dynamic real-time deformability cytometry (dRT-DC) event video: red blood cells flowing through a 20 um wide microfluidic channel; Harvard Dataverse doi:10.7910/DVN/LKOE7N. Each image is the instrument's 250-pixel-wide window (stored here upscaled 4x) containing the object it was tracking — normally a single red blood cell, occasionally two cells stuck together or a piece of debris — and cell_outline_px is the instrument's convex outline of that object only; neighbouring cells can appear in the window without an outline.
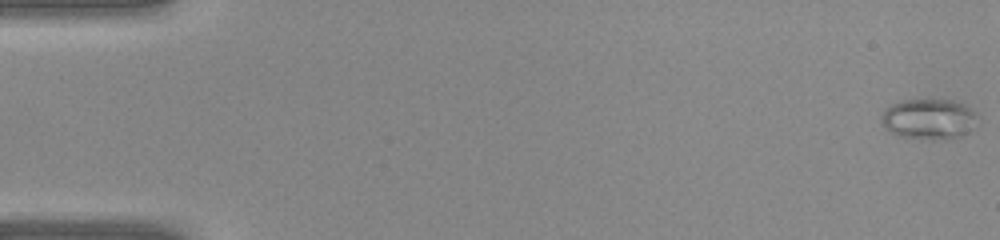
{"species": "common noctule bat (a hibernating species)", "species_latin": "Nyctalus noctula", "temperature_condition": "warm", "stored_images_in_passage": 41, "camera_frame_rate_fps": 3000, "um_per_image_px": 0.085, "animal": {"sex": "female", "body_mass_g": 22.0, "forearm_length_mm": 56.7}, "frame": {"image": 1, "passage_image": 1, "time_ms": 0.0, "image_size_px": [1000, 240], "cell_outline_px": [[972, 116], [968, 132], [960, 136], [900, 136], [888, 132], [884, 128], [880, 120], [880, 116], [884, 108], [900, 100], [952, 100], [964, 104], [972, 112]], "centroid_in_image_um": [78.77, 10.05], "position_along_channel_um": 6.2, "area_um2": 21.33}}
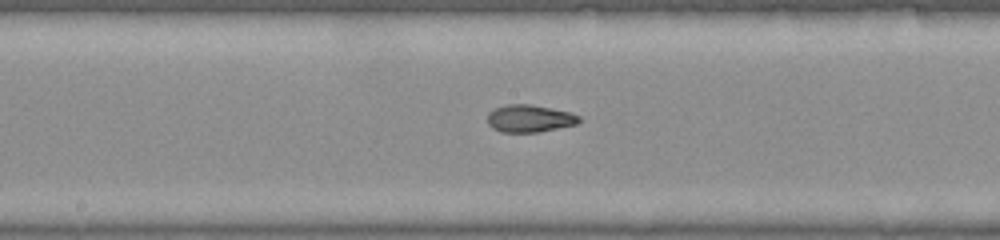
{"frame": {"image": 2, "passage_image": 22, "time_ms": 7.0, "image_size_px": [1000, 240], "cell_outline_px": [[580, 120], [576, 124], [540, 132], [500, 132], [492, 128], [488, 124], [488, 112], [496, 108], [508, 104], [528, 104], [572, 112], [580, 116]], "centroid_in_image_um": [45.01, 10.08], "position_along_channel_um": 203.2, "area_um2": 14.62}}
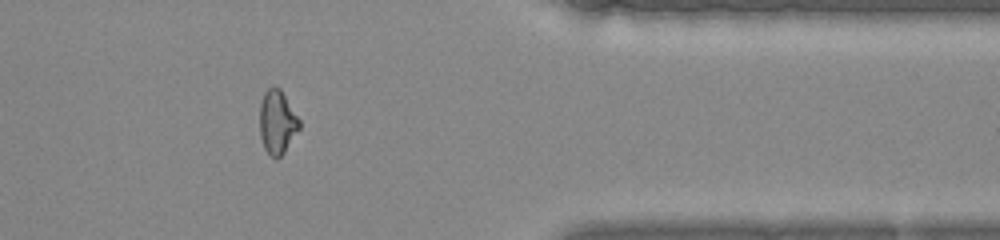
{"frame": {"image": 3, "passage_image": 34, "time_ms": 11.0, "image_size_px": [1000, 240], "cell_outline_px": [[300, 128], [284, 152], [276, 160], [264, 148], [260, 136], [260, 104], [264, 92], [268, 88], [280, 88], [300, 120]], "centroid_in_image_um": [23.56, 10.39], "position_along_channel_um": 387.8, "area_um2": 14.57}}